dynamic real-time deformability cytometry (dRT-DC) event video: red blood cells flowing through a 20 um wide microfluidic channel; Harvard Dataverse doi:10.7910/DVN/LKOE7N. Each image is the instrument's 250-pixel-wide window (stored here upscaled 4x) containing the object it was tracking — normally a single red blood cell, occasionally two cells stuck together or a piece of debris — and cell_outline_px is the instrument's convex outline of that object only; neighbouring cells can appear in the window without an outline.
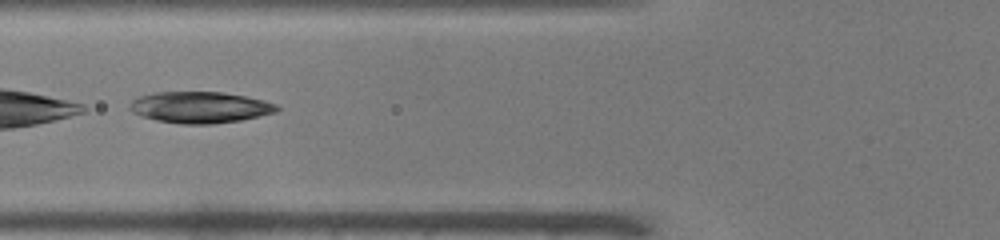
{"species": "common noctule bat (a hibernating species)", "species_latin": "Nyctalus noctula", "temperature_condition": "warm", "stored_images_in_passage": 49, "camera_frame_rate_fps": 3000, "um_per_image_px": 0.085, "animal": {"sex": "male", "body_mass_g": 19.0, "forearm_length_mm": 50.8}, "frame": {"image": 1, "passage_image": 19, "time_ms": 6.0, "image_size_px": [1000, 240], "cell_outline_px": [[280, 108], [276, 112], [240, 120], [212, 124], [180, 124], [156, 120], [140, 116], [132, 112], [128, 108], [132, 100], [136, 96], [156, 92], [220, 92], [244, 96], [264, 100], [276, 104]], "centroid_in_image_um": [16.95, 9.12], "position_along_channel_um": 108.9, "area_um2": 26.93}}
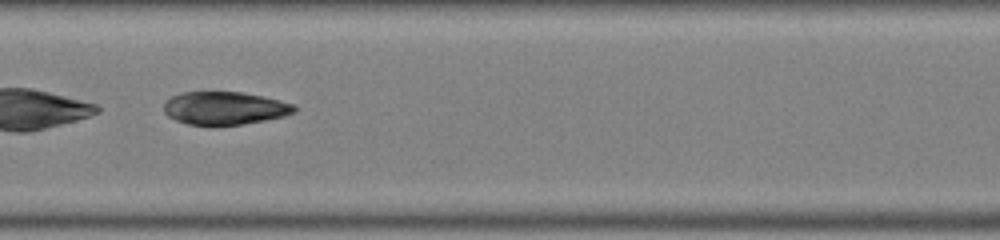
{"frame": {"image": 2, "passage_image": 25, "time_ms": 8.0, "image_size_px": [1000, 240], "cell_outline_px": [[296, 112], [284, 116], [244, 124], [188, 124], [176, 120], [168, 116], [164, 112], [164, 104], [172, 96], [180, 92], [240, 92], [264, 96], [292, 104], [296, 108]], "centroid_in_image_um": [19.09, 9.18], "position_along_channel_um": 188.3, "area_um2": 24.74}}
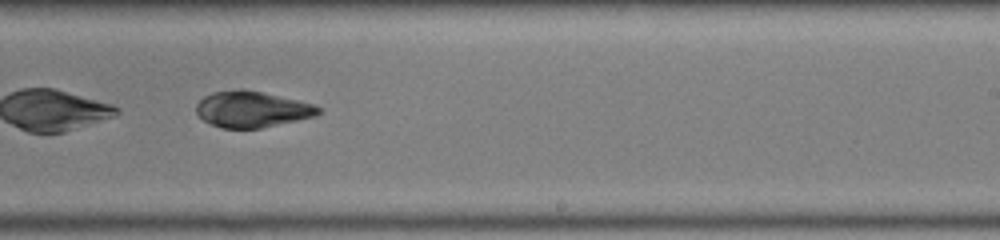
{"frame": {"image": 3, "passage_image": 31, "time_ms": 10.0, "image_size_px": [1000, 240], "cell_outline_px": [[320, 112], [316, 116], [260, 128], [220, 128], [204, 120], [196, 112], [196, 104], [204, 96], [212, 92], [240, 88], [244, 88], [296, 100], [312, 104], [320, 108]], "centroid_in_image_um": [21.38, 9.28], "position_along_channel_um": 267.6, "area_um2": 25.49}, "authors_computed_cell_mechanics": {"area_um2": 29.4202, "velocity_mm_per_s": 3.9775, "shape_relaxation_time_tau1_ms": 5.0798, "shape_relaxation_time_tau2_ms": 3.2839, "deformation_change_tau1": 0.195, "deformation_change_tau2": 0.0748}}